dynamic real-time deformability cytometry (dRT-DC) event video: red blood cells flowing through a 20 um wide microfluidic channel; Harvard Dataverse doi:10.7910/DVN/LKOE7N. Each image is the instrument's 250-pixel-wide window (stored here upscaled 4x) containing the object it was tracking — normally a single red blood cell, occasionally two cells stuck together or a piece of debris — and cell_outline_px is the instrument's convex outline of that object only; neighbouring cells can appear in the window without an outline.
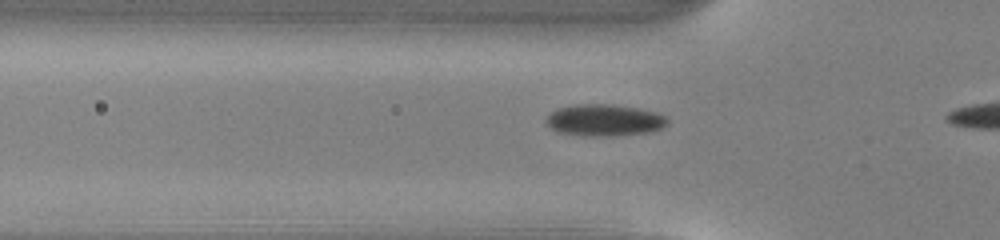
{"species": "common noctule bat (a hibernating species)", "species_latin": "Nyctalus noctula", "temperature_condition": "warm", "stored_images_in_passage": 20, "camera_frame_rate_fps": 3000, "um_per_image_px": 0.085, "animal": {"sex": "male", "body_mass_g": 13.0, "forearm_length_mm": 53.1}, "frame": {"image": 1, "passage_image": 2, "time_ms": 0.333, "image_size_px": [1000, 240], "cell_outline_px": [[668, 124], [652, 132], [616, 136], [580, 136], [560, 132], [552, 128], [544, 120], [552, 112], [560, 108], [576, 104], [608, 104], [636, 108], [656, 112], [664, 116], [668, 120]], "centroid_in_image_um": [51.39, 10.23], "position_along_channel_um": 74.4, "area_um2": 22.37}}
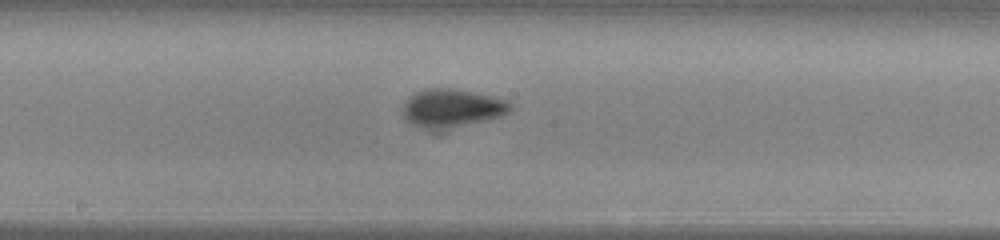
{"frame": {"image": 2, "passage_image": 12, "time_ms": 3.667, "image_size_px": [1000, 240], "cell_outline_px": [[512, 108], [508, 112], [500, 116], [440, 132], [432, 132], [420, 128], [412, 124], [404, 116], [404, 100], [408, 96], [416, 92], [428, 88], [448, 88], [492, 96], [508, 100], [512, 104]], "centroid_in_image_um": [38.38, 9.23], "position_along_channel_um": 209.8, "area_um2": 24.33}}
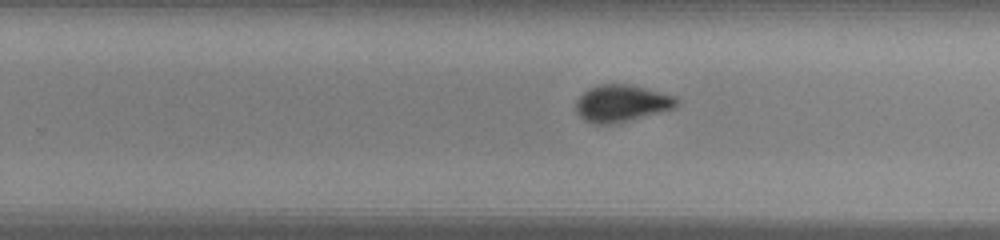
{"frame": {"image": 3, "passage_image": 17, "time_ms": 5.333, "image_size_px": [1000, 240], "cell_outline_px": [[680, 104], [676, 108], [664, 112], [608, 124], [592, 124], [584, 120], [576, 112], [576, 100], [588, 88], [600, 84], [628, 84], [676, 96]], "centroid_in_image_um": [52.85, 8.78], "position_along_channel_um": 276.9, "area_um2": 21.73}}